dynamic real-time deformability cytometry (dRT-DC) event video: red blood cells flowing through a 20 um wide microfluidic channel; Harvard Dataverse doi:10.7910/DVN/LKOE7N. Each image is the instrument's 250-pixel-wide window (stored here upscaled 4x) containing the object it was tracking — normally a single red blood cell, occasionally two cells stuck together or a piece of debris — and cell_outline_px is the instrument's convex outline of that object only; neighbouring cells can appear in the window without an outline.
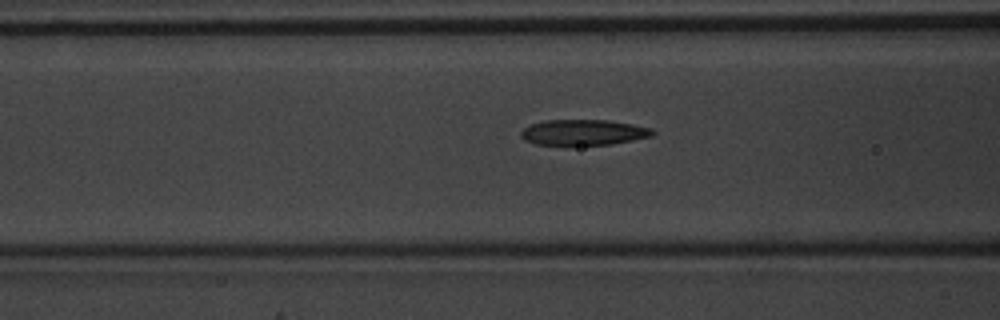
{"species": "common noctule bat (a hibernating species)", "species_latin": "Nyctalus noctula", "temperature_condition": "warm", "stored_images_in_passage": 6, "camera_frame_rate_fps": 3000, "um_per_image_px": 0.085, "animal": {"sex": "male", "body_mass_g": 20.1, "forearm_length_mm": 53.5}, "frame": {"image": 1, "passage_image": 6, "time_ms": 1.667, "image_size_px": [1000, 320], "cell_outline_px": [[656, 132], [652, 136], [612, 144], [568, 148], [536, 144], [524, 140], [520, 136], [520, 132], [524, 128], [532, 124], [544, 120], [608, 120], [632, 124], [652, 128]], "centroid_in_image_um": [49.55, 11.3], "position_along_channel_um": 117.0, "area_um2": 20.58}}